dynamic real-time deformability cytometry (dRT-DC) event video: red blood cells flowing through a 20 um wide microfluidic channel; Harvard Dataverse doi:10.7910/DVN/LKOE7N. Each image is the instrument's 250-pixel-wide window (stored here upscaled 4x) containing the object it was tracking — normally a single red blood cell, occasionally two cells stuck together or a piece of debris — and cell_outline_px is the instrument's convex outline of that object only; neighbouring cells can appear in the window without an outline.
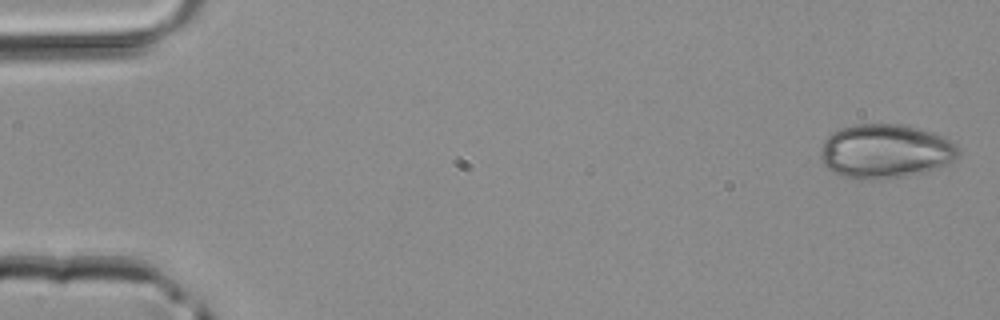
{"species": "common noctule bat (a hibernating species)", "species_latin": "Nyctalus noctula", "temperature_condition": "room temperature", "stored_images_in_passage": 5, "camera_frame_rate_fps": 3000, "um_per_image_px": 0.085, "animal": {"sex": "male", "body_mass_g": 20.4}, "frame": {"image": 1, "passage_image": 1, "time_ms": 0.0, "image_size_px": [1000, 320], "cell_outline_px": [[960, 152], [948, 164], [936, 168], [904, 176], [880, 180], [876, 180], [840, 176], [832, 172], [824, 164], [820, 156], [820, 148], [824, 140], [832, 132], [840, 128], [856, 124], [900, 124], [916, 128], [944, 136], [952, 140], [956, 144]], "centroid_in_image_um": [75.23, 12.85], "position_along_channel_um": 9.8, "area_um2": 43.47}}